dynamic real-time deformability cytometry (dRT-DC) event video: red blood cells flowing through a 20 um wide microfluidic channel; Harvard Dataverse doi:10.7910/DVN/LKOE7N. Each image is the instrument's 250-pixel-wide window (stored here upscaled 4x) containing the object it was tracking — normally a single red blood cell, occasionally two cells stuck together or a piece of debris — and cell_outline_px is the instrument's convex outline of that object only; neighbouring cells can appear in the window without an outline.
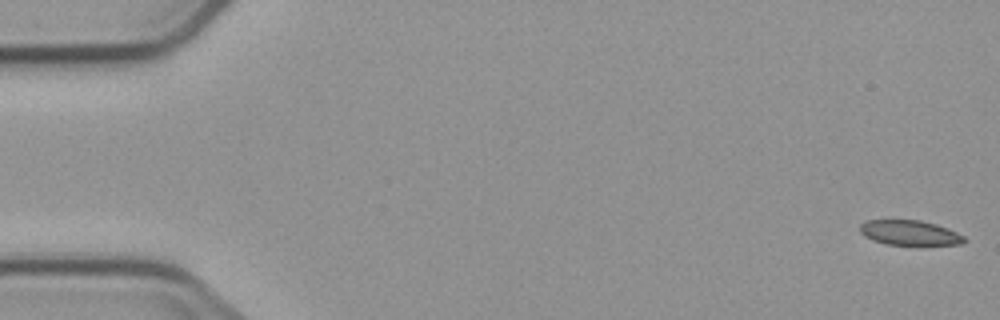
{"species": "common noctule bat (a hibernating species)", "species_latin": "Nyctalus noctula", "temperature_condition": "cold", "stored_images_in_passage": 5, "camera_frame_rate_fps": 3000, "um_per_image_px": 0.085, "animal": {"sex": "male", "body_mass_g": 23.1, "forearm_length_mm": 52.7}, "frame": {"image": 1, "passage_image": 1, "time_ms": 0.0, "image_size_px": [1000, 320], "cell_outline_px": [[968, 240], [960, 244], [888, 244], [872, 240], [864, 236], [860, 232], [860, 224], [864, 220], [920, 220], [936, 224], [948, 228], [964, 236]], "centroid_in_image_um": [77.3, 19.77], "position_along_channel_um": 7.7, "area_um2": 15.03}}
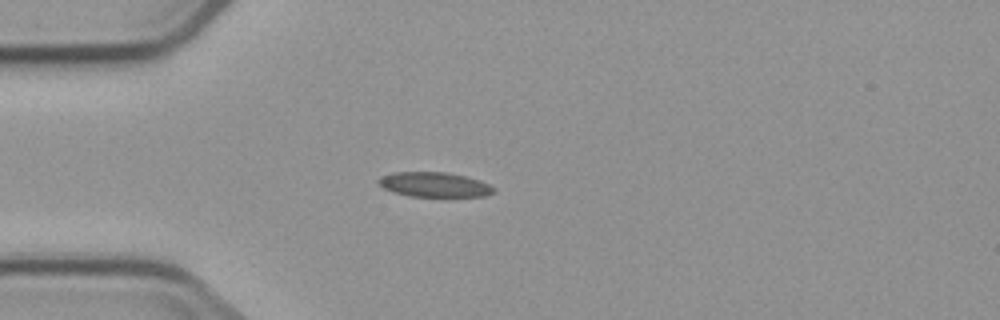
{"frame": {"image": 2, "passage_image": 5, "time_ms": 4.667, "image_size_px": [1000, 320], "cell_outline_px": [[496, 192], [484, 196], [412, 196], [396, 192], [384, 188], [376, 180], [380, 176], [392, 172], [448, 172], [480, 180], [496, 188]], "centroid_in_image_um": [36.94, 15.68], "position_along_channel_um": 48.1, "area_um2": 16.53}}